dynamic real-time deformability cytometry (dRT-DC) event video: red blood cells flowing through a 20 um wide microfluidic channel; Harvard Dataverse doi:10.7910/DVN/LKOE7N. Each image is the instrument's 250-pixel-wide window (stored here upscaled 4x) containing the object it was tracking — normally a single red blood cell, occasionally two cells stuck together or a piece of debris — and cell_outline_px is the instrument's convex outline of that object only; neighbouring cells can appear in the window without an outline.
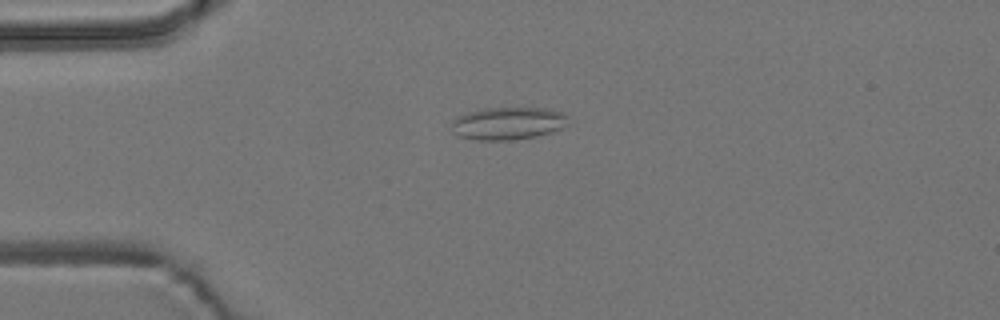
{"species": "common noctule bat (a hibernating species)", "species_latin": "Nyctalus noctula", "temperature_condition": "room temperature", "stored_images_in_passage": 7, "camera_frame_rate_fps": 3000, "um_per_image_px": 0.085, "animal": {"sex": "male", "body_mass_g": 19.2, "forearm_length_mm": 51.8}, "frame": {"image": 1, "passage_image": 4, "time_ms": 3.333, "image_size_px": [1000, 320], "cell_outline_px": [[568, 124], [552, 132], [536, 136], [512, 140], [476, 140], [460, 136], [452, 132], [448, 124], [456, 116], [468, 112], [484, 108], [544, 108], [564, 112], [568, 116]], "centroid_in_image_um": [43.14, 10.48], "position_along_channel_um": 41.9, "area_um2": 22.48}}
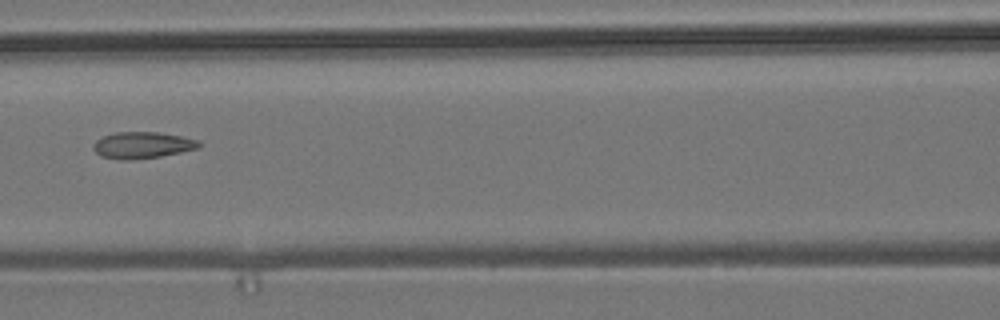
{"frame": {"image": 2, "passage_image": 7, "time_ms": 7.0, "image_size_px": [1000, 320], "cell_outline_px": [[200, 148], [160, 156], [132, 160], [120, 160], [100, 156], [92, 148], [92, 144], [96, 140], [104, 136], [116, 132], [160, 132], [200, 140]], "centroid_in_image_um": [12.09, 12.34], "position_along_channel_um": 154.5, "area_um2": 16.42}}